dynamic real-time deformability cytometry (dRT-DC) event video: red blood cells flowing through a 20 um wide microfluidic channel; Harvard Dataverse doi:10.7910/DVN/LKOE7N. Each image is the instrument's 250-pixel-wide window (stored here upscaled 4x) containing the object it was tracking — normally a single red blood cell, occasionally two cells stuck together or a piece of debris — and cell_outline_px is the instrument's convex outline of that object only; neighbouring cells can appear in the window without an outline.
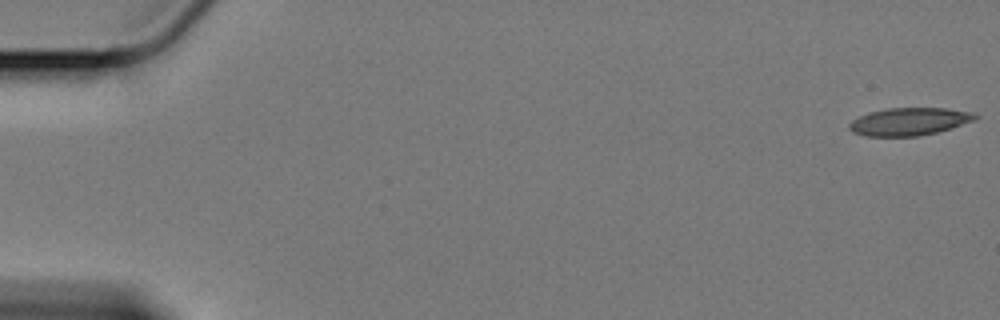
{"species": "Egyptian fruit bat (a non-hibernating species)", "species_latin": "Rousettus aegyptiacus", "temperature_condition": "cold", "stored_images_in_passage": 9, "camera_frame_rate_fps": 3000, "um_per_image_px": 0.085, "animal": {"sex": "female"}, "frame": {"image": 1, "passage_image": 1, "time_ms": 0.0, "image_size_px": [1000, 320], "cell_outline_px": [[980, 116], [976, 120], [936, 132], [916, 136], [864, 136], [852, 132], [848, 128], [848, 124], [852, 120], [868, 112], [888, 108], [948, 108], [976, 112]], "centroid_in_image_um": [77.3, 10.32], "position_along_channel_um": 7.7, "area_um2": 20.46}}